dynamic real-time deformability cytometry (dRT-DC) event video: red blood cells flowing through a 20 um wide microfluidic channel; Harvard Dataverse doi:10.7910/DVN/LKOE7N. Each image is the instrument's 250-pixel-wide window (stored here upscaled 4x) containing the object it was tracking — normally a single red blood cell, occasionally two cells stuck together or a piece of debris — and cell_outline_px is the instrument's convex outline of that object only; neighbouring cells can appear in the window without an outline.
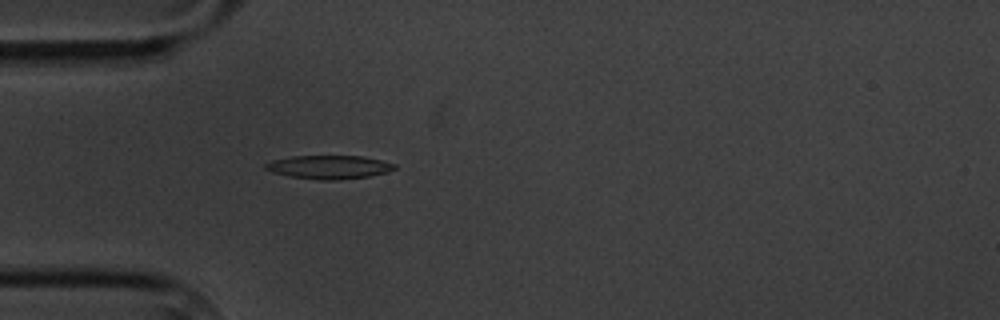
{"species": "common noctule bat (a hibernating species)", "species_latin": "Nyctalus noctula", "temperature_condition": "cold", "stored_images_in_passage": 4, "camera_frame_rate_fps": 3000, "um_per_image_px": 0.085, "animal": {"sex": "male", "body_mass_g": 20.1, "forearm_length_mm": 53.5}, "frame": {"image": 1, "passage_image": 4, "time_ms": 3.667, "image_size_px": [1000, 320], "cell_outline_px": [[396, 168], [388, 172], [368, 176], [336, 180], [320, 180], [288, 176], [272, 172], [264, 168], [264, 164], [272, 160], [292, 156], [360, 156], [380, 160], [396, 164]], "centroid_in_image_um": [27.94, 14.2], "position_along_channel_um": 57.1, "area_um2": 17.63}}